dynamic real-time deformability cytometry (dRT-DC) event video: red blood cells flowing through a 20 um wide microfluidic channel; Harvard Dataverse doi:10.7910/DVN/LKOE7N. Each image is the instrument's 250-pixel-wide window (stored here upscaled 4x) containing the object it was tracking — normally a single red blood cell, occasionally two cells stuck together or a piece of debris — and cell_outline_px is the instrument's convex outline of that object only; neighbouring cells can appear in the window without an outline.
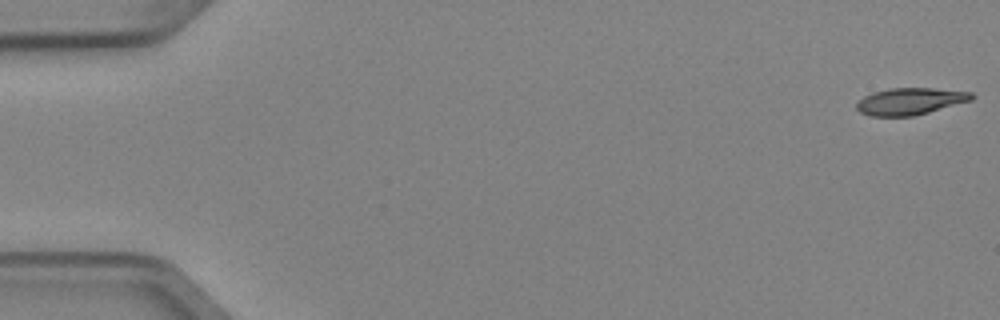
{"species": "Egyptian fruit bat (a non-hibernating species)", "species_latin": "Rousettus aegyptiacus", "temperature_condition": "cold", "stored_images_in_passage": 6, "segment_of_instrument_passage": [1, 2], "camera_frame_rate_fps": 3000, "um_per_image_px": 0.085, "animal": {"sex": "female"}, "frame": {"image": 1, "passage_image": 1, "time_ms": 0.0, "image_size_px": [1000, 320], "cell_outline_px": [[976, 96], [972, 100], [928, 112], [912, 116], [868, 116], [860, 112], [856, 108], [856, 104], [864, 96], [872, 92], [888, 88], [932, 88], [972, 92]], "centroid_in_image_um": [77.35, 8.6], "position_along_channel_um": 7.6, "area_um2": 18.03}}
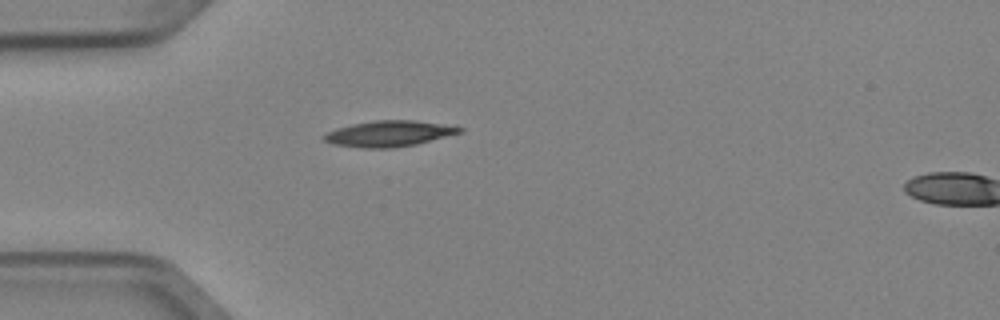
{"frame": {"image": 2, "passage_image": 5, "time_ms": 1.333, "image_size_px": [1000, 320], "cell_outline_px": [[464, 132], [416, 144], [392, 148], [364, 148], [332, 144], [324, 140], [320, 136], [336, 128], [352, 124], [372, 120], [416, 120], [464, 128]], "centroid_in_image_um": [33.04, 11.36], "position_along_channel_um": 52.0, "area_um2": 20.46}}